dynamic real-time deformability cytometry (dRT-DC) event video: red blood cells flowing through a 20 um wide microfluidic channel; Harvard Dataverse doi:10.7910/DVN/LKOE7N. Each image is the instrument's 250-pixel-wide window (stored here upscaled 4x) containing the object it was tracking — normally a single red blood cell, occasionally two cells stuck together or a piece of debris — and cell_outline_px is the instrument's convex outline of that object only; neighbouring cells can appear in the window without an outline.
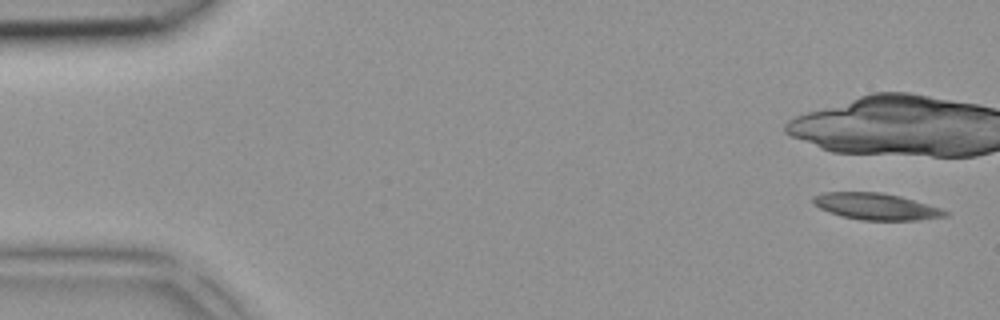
{"species": "common noctule bat (a hibernating species)", "species_latin": "Nyctalus noctula", "temperature_condition": "room temperature", "stored_images_in_passage": 3, "camera_frame_rate_fps": 3000, "um_per_image_px": 0.085, "animal": {"sex": "female", "body_mass_g": 18.4}, "frame": {"image": 1, "passage_image": 1, "time_ms": 0.0, "image_size_px": [1000, 320], "cell_outline_px": [[948, 216], [920, 220], [860, 220], [828, 212], [812, 204], [812, 196], [824, 192], [880, 192], [900, 196], [940, 208], [948, 212]], "centroid_in_image_um": [74.43, 17.55], "position_along_channel_um": 10.6, "area_um2": 20.4}}